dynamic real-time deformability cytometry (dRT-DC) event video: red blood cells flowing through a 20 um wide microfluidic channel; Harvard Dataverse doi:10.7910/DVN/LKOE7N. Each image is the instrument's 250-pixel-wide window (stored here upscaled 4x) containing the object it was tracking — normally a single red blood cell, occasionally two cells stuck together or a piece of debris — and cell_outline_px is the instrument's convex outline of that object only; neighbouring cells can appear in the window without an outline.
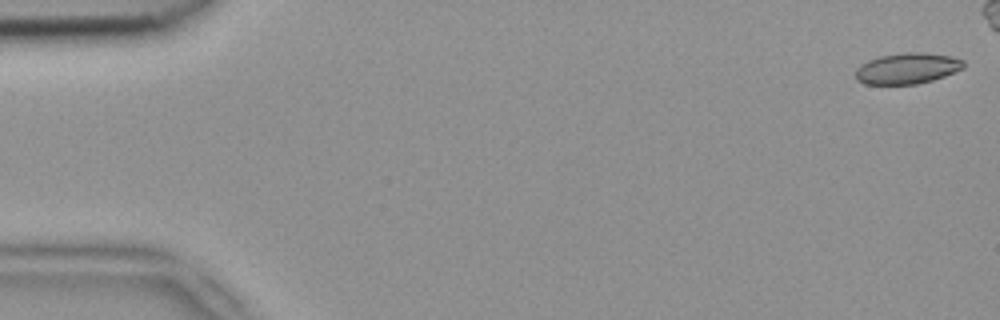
{"species": "common noctule bat (a hibernating species)", "species_latin": "Nyctalus noctula", "temperature_condition": "room temperature", "stored_images_in_passage": 45, "camera_frame_rate_fps": 3000, "um_per_image_px": 0.085, "animal": {"sex": "female", "body_mass_g": 18.4}, "frame": {"image": 1, "passage_image": 1, "time_ms": 0.0, "image_size_px": [1000, 320], "cell_outline_px": [[964, 68], [944, 76], [932, 80], [916, 84], [864, 84], [856, 80], [856, 68], [860, 64], [868, 60], [880, 56], [908, 52], [924, 52], [952, 56], [964, 60]], "centroid_in_image_um": [77.11, 5.81], "position_along_channel_um": 7.9, "area_um2": 19.54}}
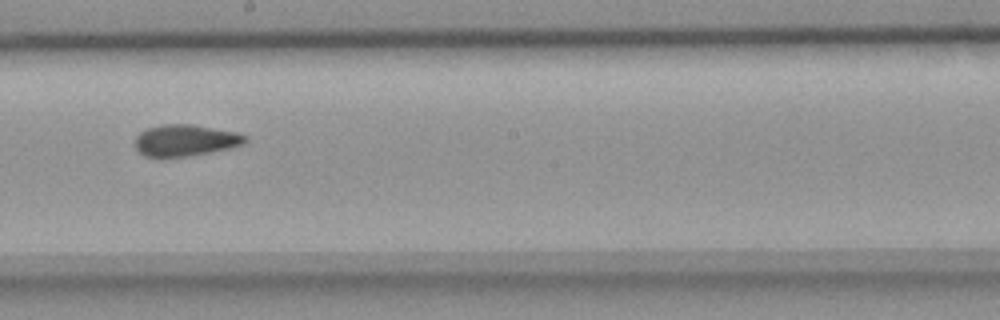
{"frame": {"image": 2, "passage_image": 29, "time_ms": 9.333, "image_size_px": [1000, 320], "cell_outline_px": [[248, 140], [244, 144], [228, 148], [188, 156], [144, 156], [132, 144], [136, 136], [140, 132], [148, 128], [160, 124], [192, 124], [240, 132], [248, 136]], "centroid_in_image_um": [15.77, 11.9], "position_along_channel_um": 232.4, "area_um2": 20.35}}
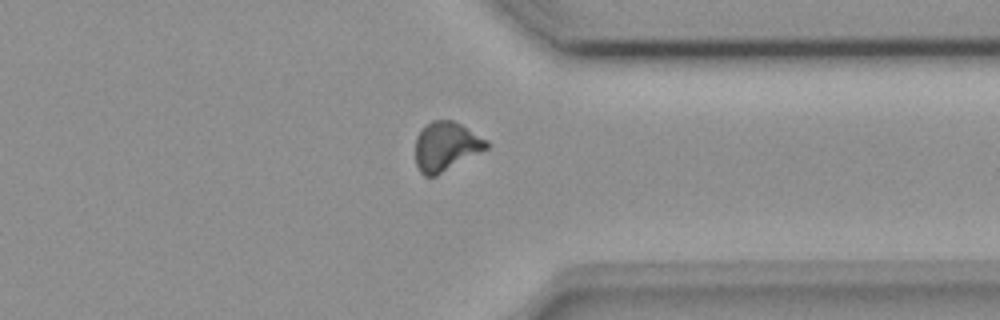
{"frame": {"image": 3, "passage_image": 40, "time_ms": 13.0, "image_size_px": [1000, 320], "cell_outline_px": [[488, 148], [436, 176], [424, 176], [420, 172], [416, 164], [416, 136], [432, 120], [452, 120], [460, 124], [488, 140]], "centroid_in_image_um": [37.91, 12.45], "position_along_channel_um": 373.5, "area_um2": 20.11}, "authors_computed_cell_mechanics": {"area_um2": 20.1144, "velocity_mm_per_s": 3.9189, "shape_relaxation_time_tau1_ms": null, "shape_relaxation_time_tau2_ms": 2.2533, "deformation_change_tau1": null, "deformation_change_tau2": 0.0785}}